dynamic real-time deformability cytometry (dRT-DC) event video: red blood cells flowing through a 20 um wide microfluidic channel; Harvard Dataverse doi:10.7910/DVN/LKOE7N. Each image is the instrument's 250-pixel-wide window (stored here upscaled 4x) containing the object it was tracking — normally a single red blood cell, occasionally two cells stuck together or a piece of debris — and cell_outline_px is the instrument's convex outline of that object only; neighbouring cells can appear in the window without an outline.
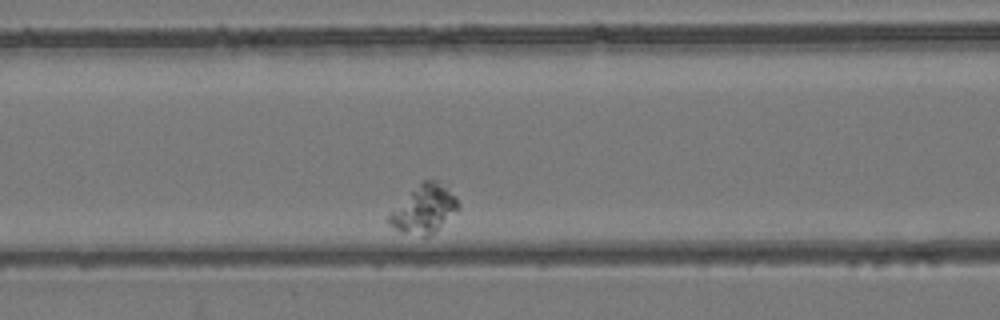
{"species": "common noctule bat (a hibernating species)", "species_latin": "Nyctalus noctula", "temperature_condition": "room temperature", "stored_images_in_passage": 31, "camera_frame_rate_fps": 3000, "um_per_image_px": 0.085, "animal": {"sex": "female", "body_mass_g": 24.6, "forearm_length_mm": 56.2}, "frame": {"image": 1, "passage_image": 8, "time_ms": 2.333, "image_size_px": [1000, 320], "cell_outline_px": [[460, 208], [428, 236], [424, 236], [400, 232], [388, 220], [388, 216], [424, 180], [436, 180], [456, 196], [460, 204]], "centroid_in_image_um": [36.1, 17.78], "position_along_channel_um": 130.5, "area_um2": 18.26}}
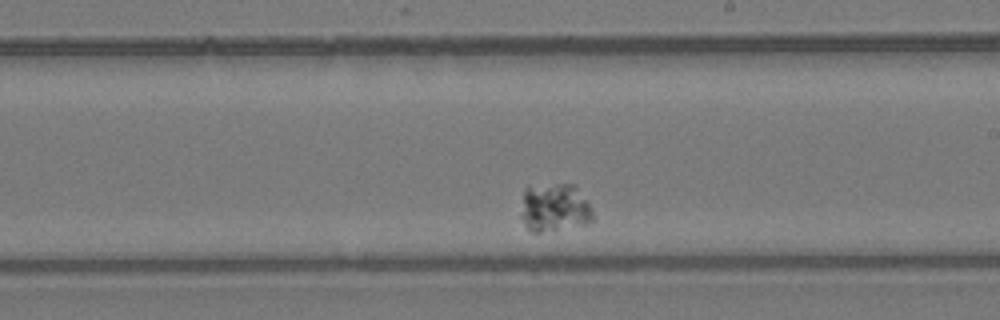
{"frame": {"image": 2, "passage_image": 18, "time_ms": 5.667, "image_size_px": [1000, 320], "cell_outline_px": [[592, 220], [588, 224], [540, 232], [532, 232], [524, 224], [520, 216], [524, 188], [528, 184], [576, 184], [592, 208]], "centroid_in_image_um": [47.11, 17.62], "position_along_channel_um": 241.9, "area_um2": 20.75}}
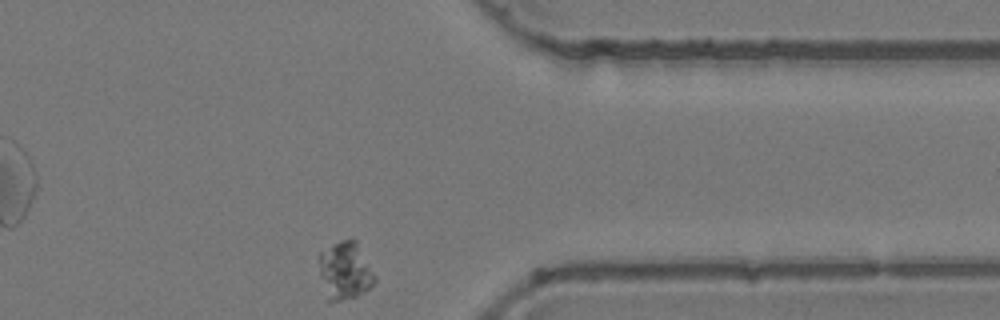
{"frame": {"image": 3, "passage_image": 31, "time_ms": 10.0, "image_size_px": [1000, 320], "cell_outline_px": [[376, 280], [364, 292], [356, 296], [328, 304], [320, 276], [320, 252], [332, 244], [340, 240], [356, 240], [376, 276]], "centroid_in_image_um": [29.31, 23.04], "position_along_channel_um": 382.1, "area_um2": 18.73}}